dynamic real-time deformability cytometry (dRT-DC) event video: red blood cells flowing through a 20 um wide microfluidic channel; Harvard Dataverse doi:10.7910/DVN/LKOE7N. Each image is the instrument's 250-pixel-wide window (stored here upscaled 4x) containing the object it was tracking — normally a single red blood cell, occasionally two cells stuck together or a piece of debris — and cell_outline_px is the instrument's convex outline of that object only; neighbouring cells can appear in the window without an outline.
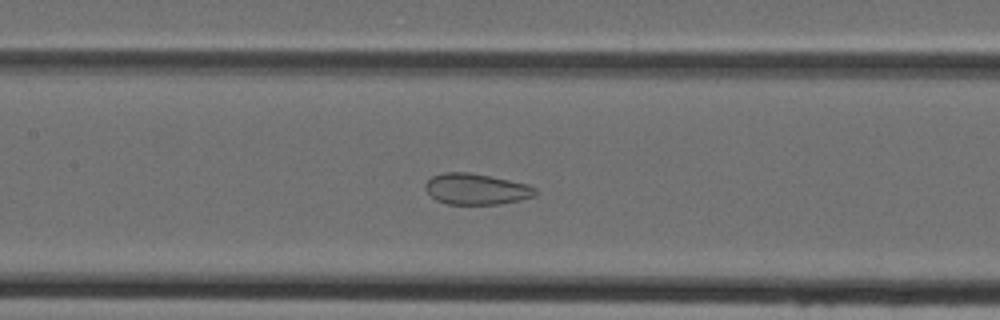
{"species": "Egyptian fruit bat (a non-hibernating species)", "species_latin": "Rousettus aegyptiacus", "temperature_condition": "cold", "stored_images_in_passage": 48, "camera_frame_rate_fps": 3000, "um_per_image_px": 0.085, "animal": {"sex": "female"}, "frame": {"image": 1, "passage_image": 23, "time_ms": 7.333, "image_size_px": [1000, 320], "cell_outline_px": [[536, 196], [520, 200], [500, 204], [448, 204], [436, 200], [424, 188], [424, 184], [432, 176], [444, 172], [468, 172], [528, 184], [536, 188]], "centroid_in_image_um": [40.48, 16.07], "position_along_channel_um": 166.9, "area_um2": 19.83}}
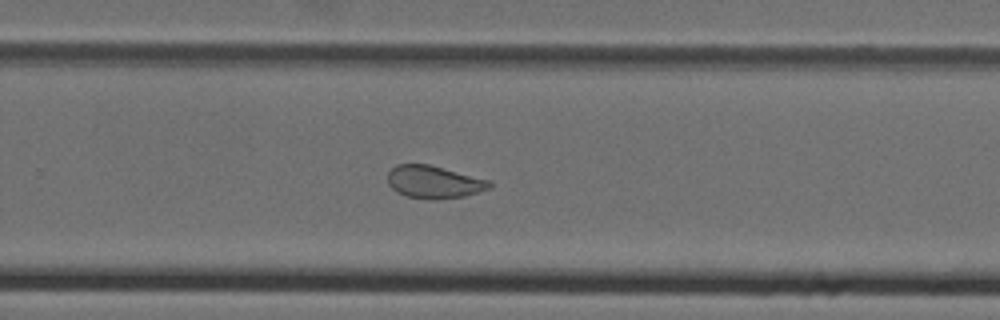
{"frame": {"image": 2, "passage_image": 32, "time_ms": 10.333, "image_size_px": [1000, 320], "cell_outline_px": [[492, 184], [488, 188], [464, 196], [436, 200], [428, 200], [408, 196], [396, 192], [388, 184], [388, 172], [396, 164], [428, 164], [488, 180]], "centroid_in_image_um": [36.82, 15.48], "position_along_channel_um": 293.0, "area_um2": 19.13}}
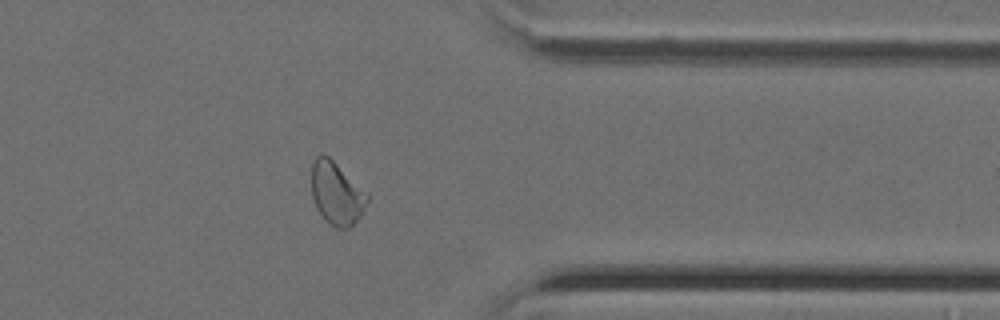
{"frame": {"image": 3, "passage_image": 39, "time_ms": 12.667, "image_size_px": [1000, 320], "cell_outline_px": [[368, 200], [360, 216], [348, 228], [336, 228], [324, 220], [316, 208], [312, 196], [312, 164], [316, 156], [320, 152], [328, 156], [368, 192]], "centroid_in_image_um": [28.6, 16.42], "position_along_channel_um": 382.8, "area_um2": 20.4}}